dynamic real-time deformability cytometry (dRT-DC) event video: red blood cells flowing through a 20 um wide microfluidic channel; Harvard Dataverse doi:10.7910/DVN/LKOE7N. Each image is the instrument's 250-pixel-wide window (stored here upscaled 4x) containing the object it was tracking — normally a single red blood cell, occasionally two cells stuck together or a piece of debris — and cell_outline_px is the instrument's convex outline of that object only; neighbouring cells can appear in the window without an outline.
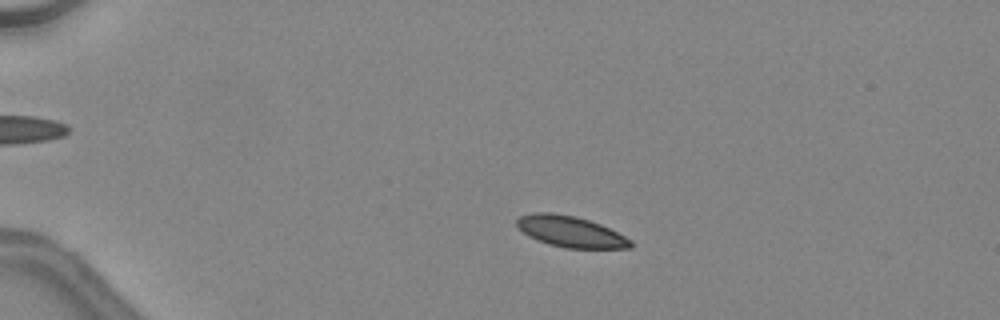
{"species": "common noctule bat (a hibernating species)", "species_latin": "Nyctalus noctula", "temperature_condition": "warm", "stored_images_in_passage": 43, "camera_frame_rate_fps": 3000, "um_per_image_px": 0.085, "animal": {"sex": "female", "body_mass_g": 24.6, "forearm_length_mm": 56.2}, "frame": {"image": 1, "passage_image": 7, "time_ms": 2.0, "image_size_px": [1000, 320], "cell_outline_px": [[632, 248], [564, 248], [548, 244], [536, 240], [528, 236], [516, 224], [516, 220], [520, 216], [532, 212], [552, 212], [576, 216], [600, 224], [632, 240]], "centroid_in_image_um": [48.47, 19.68], "position_along_channel_um": 36.5, "area_um2": 20.58}}
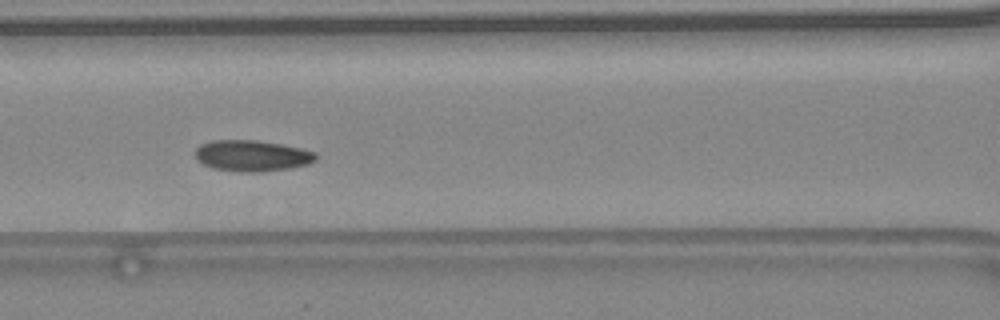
{"frame": {"image": 2, "passage_image": 19, "time_ms": 6.0, "image_size_px": [1000, 320], "cell_outline_px": [[320, 156], [316, 160], [308, 164], [288, 168], [260, 172], [240, 172], [212, 168], [196, 160], [196, 148], [200, 144], [212, 140], [256, 140], [280, 144], [300, 148], [316, 152]], "centroid_in_image_um": [21.43, 13.23], "position_along_channel_um": 145.2, "area_um2": 21.96}}
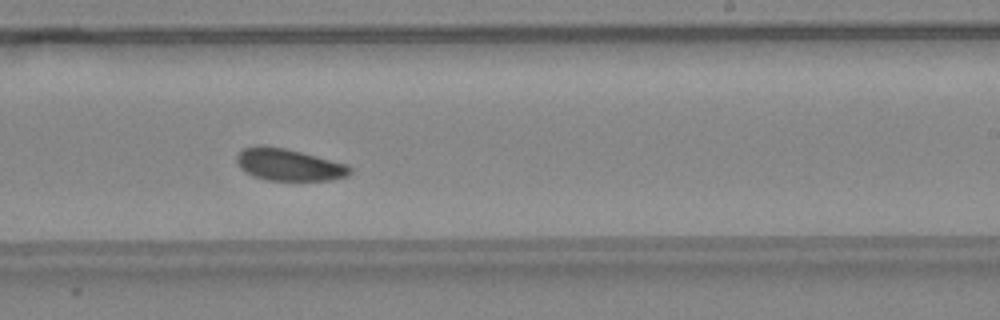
{"frame": {"image": 3, "passage_image": 27, "time_ms": 8.667, "image_size_px": [1000, 320], "cell_outline_px": [[352, 172], [348, 176], [328, 180], [264, 180], [252, 176], [240, 168], [236, 160], [236, 156], [244, 148], [256, 144], [264, 144], [284, 148], [348, 164], [352, 168]], "centroid_in_image_um": [24.53, 13.99], "position_along_channel_um": 264.5, "area_um2": 21.27}, "authors_computed_cell_mechanics": {"area_um2": 21.2126, "velocity_mm_per_s": 4.4954, "shape_relaxation_time_tau1_ms": null, "shape_relaxation_time_tau2_ms": 7.7922, "deformation_change_tau1": null, "deformation_change_tau2": 0.1558}}